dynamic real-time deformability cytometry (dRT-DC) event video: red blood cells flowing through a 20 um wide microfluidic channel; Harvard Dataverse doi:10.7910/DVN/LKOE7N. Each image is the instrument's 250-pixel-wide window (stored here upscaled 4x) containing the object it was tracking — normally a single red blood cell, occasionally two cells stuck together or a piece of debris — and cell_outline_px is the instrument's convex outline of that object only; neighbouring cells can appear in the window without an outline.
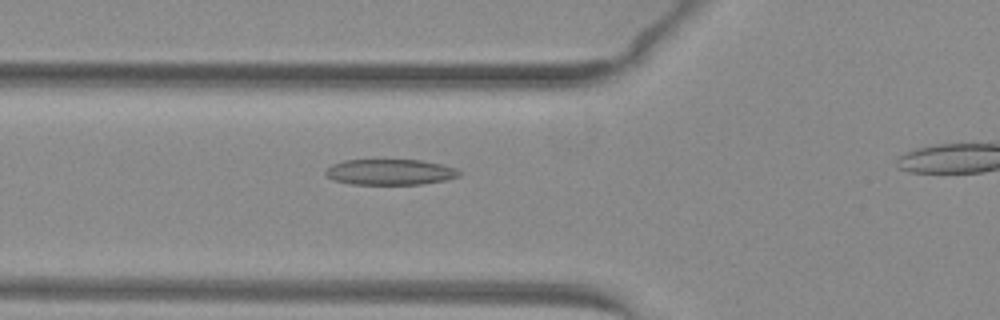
{"species": "common noctule bat (a hibernating species)", "species_latin": "Nyctalus noctula", "temperature_condition": "warm", "stored_images_in_passage": 29, "camera_frame_rate_fps": 3000, "um_per_image_px": 0.085, "animal": {"sex": "female", "body_mass_g": 29.2, "forearm_length_mm": 56.3}, "frame": {"image": 1, "passage_image": 3, "time_ms": 0.667, "image_size_px": [1000, 320], "cell_outline_px": [[460, 176], [448, 180], [420, 184], [348, 184], [332, 180], [324, 172], [332, 164], [344, 160], [420, 160], [440, 164], [456, 168], [460, 172]], "centroid_in_image_um": [33.15, 14.63], "position_along_channel_um": 92.6, "area_um2": 20.06}}
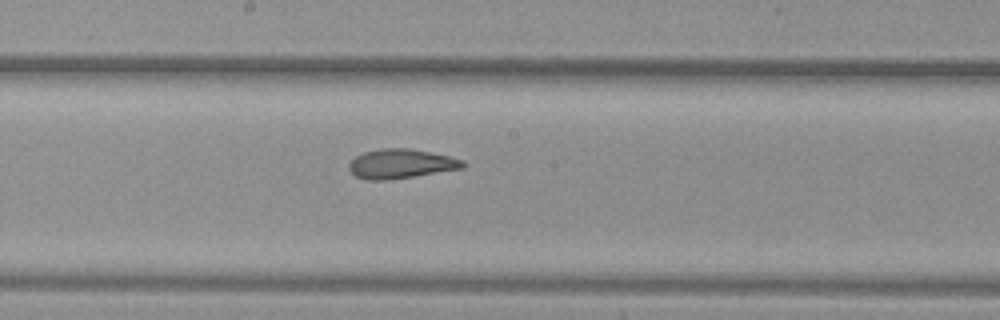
{"frame": {"image": 2, "passage_image": 12, "time_ms": 3.667, "image_size_px": [1000, 320], "cell_outline_px": [[468, 164], [464, 168], [388, 180], [368, 180], [356, 176], [348, 168], [348, 164], [356, 156], [364, 152], [384, 148], [408, 148], [448, 156], [464, 160]], "centroid_in_image_um": [34.09, 13.92], "position_along_channel_um": 214.1, "area_um2": 19.36}}
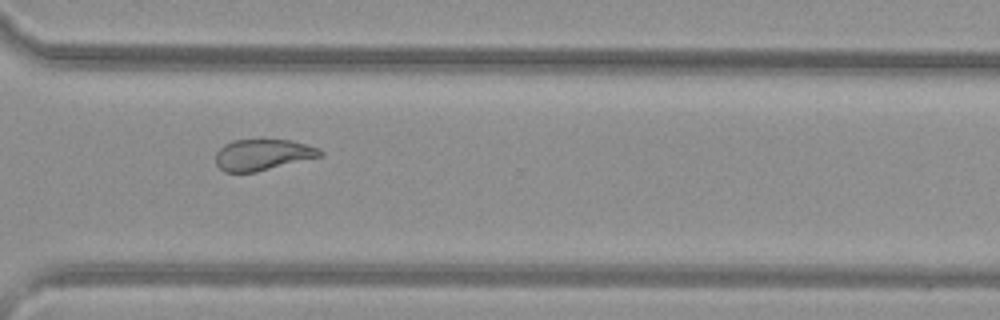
{"frame": {"image": 3, "passage_image": 22, "time_ms": 7.0, "image_size_px": [1000, 320], "cell_outline_px": [[324, 156], [256, 172], [224, 172], [216, 164], [216, 152], [224, 144], [232, 140], [292, 140], [320, 148], [324, 152]], "centroid_in_image_um": [22.37, 13.15], "position_along_channel_um": 348.2, "area_um2": 19.13}}